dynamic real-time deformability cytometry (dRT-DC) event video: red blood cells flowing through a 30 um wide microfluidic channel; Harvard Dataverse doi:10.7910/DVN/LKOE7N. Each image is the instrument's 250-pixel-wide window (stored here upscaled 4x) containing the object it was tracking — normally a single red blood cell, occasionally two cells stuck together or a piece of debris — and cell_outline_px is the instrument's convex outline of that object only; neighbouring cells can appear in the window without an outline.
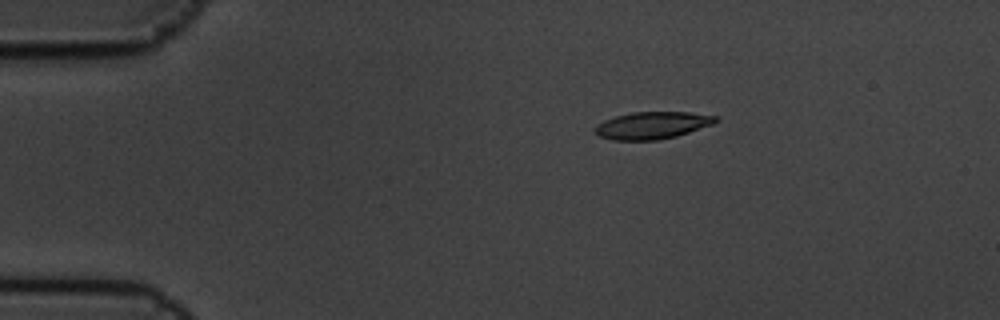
{"species": "common noctule bat (a hibernating species)", "species_latin": "Nyctalus noctula", "temperature_condition": "cold", "stored_images_in_passage": 3, "camera_frame_rate_fps": 3000, "um_per_image_px": 0.085, "animal": {"sex": "male", "body_mass_g": 19.5, "forearm_length_mm": 54.6}, "frame": {"image": 1, "passage_image": 1, "time_ms": 0.0, "image_size_px": [1000, 320], "cell_outline_px": [[720, 120], [716, 124], [676, 136], [656, 140], [612, 140], [600, 136], [596, 132], [596, 124], [604, 120], [616, 116], [632, 112], [688, 112], [716, 116]], "centroid_in_image_um": [55.49, 10.65], "position_along_channel_um": 29.5, "area_um2": 19.13}}